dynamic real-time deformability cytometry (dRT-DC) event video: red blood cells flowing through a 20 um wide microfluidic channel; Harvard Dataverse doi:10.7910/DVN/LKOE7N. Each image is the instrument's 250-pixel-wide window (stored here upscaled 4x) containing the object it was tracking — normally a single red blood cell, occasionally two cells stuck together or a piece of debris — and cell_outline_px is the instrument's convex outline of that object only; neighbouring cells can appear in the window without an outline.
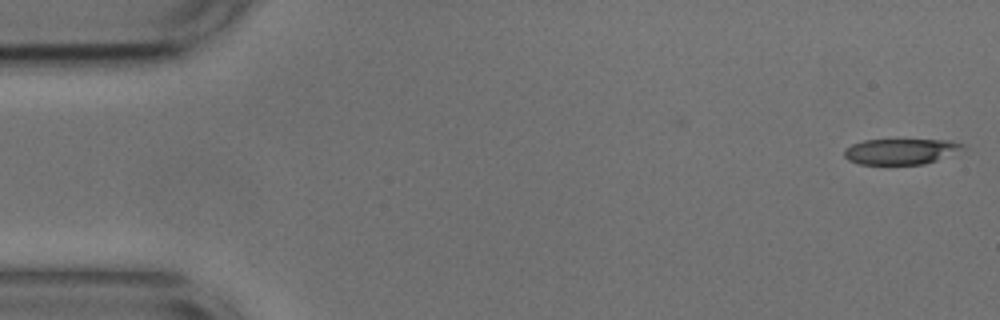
{"species": "common noctule bat (a hibernating species)", "species_latin": "Nyctalus noctula", "temperature_condition": "cold", "stored_images_in_passage": 44, "camera_frame_rate_fps": 3000, "um_per_image_px": 0.085, "animal": {"sex": "male", "body_mass_g": 17.9, "forearm_length_mm": 54.2}, "frame": {"image": 1, "passage_image": 1, "time_ms": 0.0, "image_size_px": [1000, 320], "cell_outline_px": [[964, 148], [936, 160], [924, 164], [860, 164], [848, 160], [844, 156], [844, 148], [852, 144], [864, 140], [952, 140], [964, 144]], "centroid_in_image_um": [76.52, 12.86], "position_along_channel_um": 8.5, "area_um2": 17.57}}
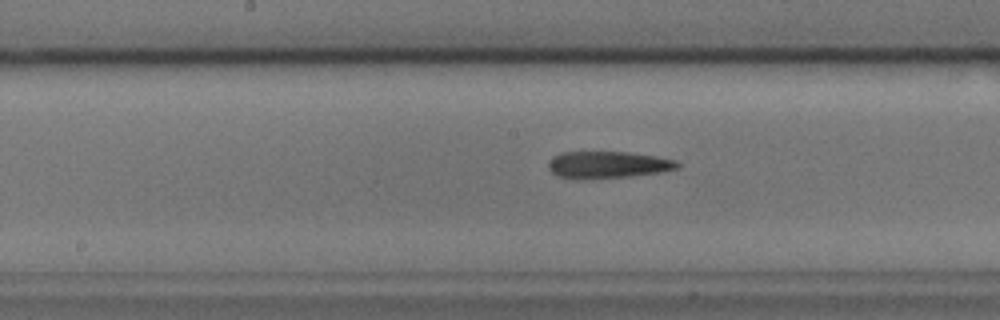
{"frame": {"image": 2, "passage_image": 26, "time_ms": 8.333, "image_size_px": [1000, 320], "cell_outline_px": [[680, 168], [660, 172], [632, 176], [592, 180], [572, 180], [560, 176], [552, 172], [548, 168], [548, 164], [552, 156], [560, 152], [628, 152], [656, 156], [676, 160], [680, 164]], "centroid_in_image_um": [51.64, 14.02], "position_along_channel_um": 196.6, "area_um2": 20.75}}
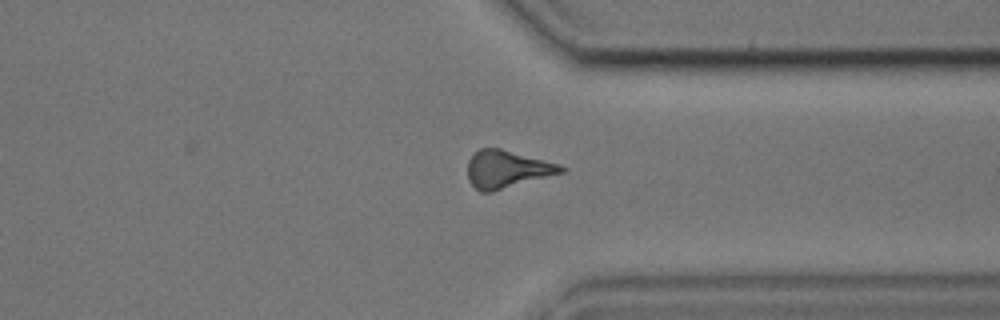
{"frame": {"image": 3, "passage_image": 40, "time_ms": 13.0, "image_size_px": [1000, 320], "cell_outline_px": [[568, 172], [492, 192], [480, 192], [468, 180], [468, 160], [472, 152], [480, 148], [500, 148], [560, 164], [568, 168]], "centroid_in_image_um": [43.14, 14.39], "position_along_channel_um": 368.3, "area_um2": 20.92}}